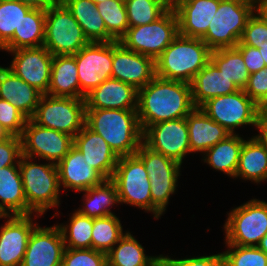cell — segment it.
<instances>
[{
    "mask_svg": "<svg viewBox=\"0 0 267 266\" xmlns=\"http://www.w3.org/2000/svg\"><path fill=\"white\" fill-rule=\"evenodd\" d=\"M137 98L133 86L110 78L86 95L85 104L86 109L137 110Z\"/></svg>",
    "mask_w": 267,
    "mask_h": 266,
    "instance_id": "7402d4cb",
    "label": "cell"
},
{
    "mask_svg": "<svg viewBox=\"0 0 267 266\" xmlns=\"http://www.w3.org/2000/svg\"><path fill=\"white\" fill-rule=\"evenodd\" d=\"M145 165L150 180L152 212L155 218L166 210L170 194L176 190L181 164L149 149L143 143L135 153Z\"/></svg>",
    "mask_w": 267,
    "mask_h": 266,
    "instance_id": "9c48e42d",
    "label": "cell"
},
{
    "mask_svg": "<svg viewBox=\"0 0 267 266\" xmlns=\"http://www.w3.org/2000/svg\"><path fill=\"white\" fill-rule=\"evenodd\" d=\"M237 45L267 48V21L253 13Z\"/></svg>",
    "mask_w": 267,
    "mask_h": 266,
    "instance_id": "7bdbcfd3",
    "label": "cell"
},
{
    "mask_svg": "<svg viewBox=\"0 0 267 266\" xmlns=\"http://www.w3.org/2000/svg\"><path fill=\"white\" fill-rule=\"evenodd\" d=\"M47 95L80 98V84L75 55L53 56Z\"/></svg>",
    "mask_w": 267,
    "mask_h": 266,
    "instance_id": "4316f807",
    "label": "cell"
},
{
    "mask_svg": "<svg viewBox=\"0 0 267 266\" xmlns=\"http://www.w3.org/2000/svg\"><path fill=\"white\" fill-rule=\"evenodd\" d=\"M83 192H86L85 208L79 209L78 212L93 219L112 215L108 208L116 202L120 203L117 187L111 179L104 180L100 185Z\"/></svg>",
    "mask_w": 267,
    "mask_h": 266,
    "instance_id": "836d02e7",
    "label": "cell"
},
{
    "mask_svg": "<svg viewBox=\"0 0 267 266\" xmlns=\"http://www.w3.org/2000/svg\"><path fill=\"white\" fill-rule=\"evenodd\" d=\"M42 93L0 66V98L15 106L27 119L34 116Z\"/></svg>",
    "mask_w": 267,
    "mask_h": 266,
    "instance_id": "cb8c5ba5",
    "label": "cell"
},
{
    "mask_svg": "<svg viewBox=\"0 0 267 266\" xmlns=\"http://www.w3.org/2000/svg\"><path fill=\"white\" fill-rule=\"evenodd\" d=\"M219 3L220 0H176L179 35L202 39Z\"/></svg>",
    "mask_w": 267,
    "mask_h": 266,
    "instance_id": "ffe728a7",
    "label": "cell"
},
{
    "mask_svg": "<svg viewBox=\"0 0 267 266\" xmlns=\"http://www.w3.org/2000/svg\"><path fill=\"white\" fill-rule=\"evenodd\" d=\"M57 169L59 185L80 192L100 185L105 180L74 145L57 164Z\"/></svg>",
    "mask_w": 267,
    "mask_h": 266,
    "instance_id": "603a6c76",
    "label": "cell"
},
{
    "mask_svg": "<svg viewBox=\"0 0 267 266\" xmlns=\"http://www.w3.org/2000/svg\"><path fill=\"white\" fill-rule=\"evenodd\" d=\"M45 9L32 8L22 19L13 37L1 48L13 51L19 48L41 47L44 44Z\"/></svg>",
    "mask_w": 267,
    "mask_h": 266,
    "instance_id": "f546056e",
    "label": "cell"
},
{
    "mask_svg": "<svg viewBox=\"0 0 267 266\" xmlns=\"http://www.w3.org/2000/svg\"><path fill=\"white\" fill-rule=\"evenodd\" d=\"M227 246L230 249L222 253L223 266H267V255L257 246Z\"/></svg>",
    "mask_w": 267,
    "mask_h": 266,
    "instance_id": "60d3db41",
    "label": "cell"
},
{
    "mask_svg": "<svg viewBox=\"0 0 267 266\" xmlns=\"http://www.w3.org/2000/svg\"><path fill=\"white\" fill-rule=\"evenodd\" d=\"M64 240L65 248L89 249L92 242L93 218L76 211L70 220V225H58ZM69 227V228H68ZM69 230V236L67 231ZM69 237V238H68ZM67 240L69 242H67ZM66 242L68 243L66 246Z\"/></svg>",
    "mask_w": 267,
    "mask_h": 266,
    "instance_id": "8d00e7d4",
    "label": "cell"
},
{
    "mask_svg": "<svg viewBox=\"0 0 267 266\" xmlns=\"http://www.w3.org/2000/svg\"><path fill=\"white\" fill-rule=\"evenodd\" d=\"M156 76L155 60L127 49L121 42L113 41L111 78L143 88Z\"/></svg>",
    "mask_w": 267,
    "mask_h": 266,
    "instance_id": "e0dca14e",
    "label": "cell"
},
{
    "mask_svg": "<svg viewBox=\"0 0 267 266\" xmlns=\"http://www.w3.org/2000/svg\"><path fill=\"white\" fill-rule=\"evenodd\" d=\"M163 4H165L169 9H174L176 5V0H159Z\"/></svg>",
    "mask_w": 267,
    "mask_h": 266,
    "instance_id": "11a10c76",
    "label": "cell"
},
{
    "mask_svg": "<svg viewBox=\"0 0 267 266\" xmlns=\"http://www.w3.org/2000/svg\"><path fill=\"white\" fill-rule=\"evenodd\" d=\"M157 266H164V265L162 264V262H160Z\"/></svg>",
    "mask_w": 267,
    "mask_h": 266,
    "instance_id": "680465c9",
    "label": "cell"
},
{
    "mask_svg": "<svg viewBox=\"0 0 267 266\" xmlns=\"http://www.w3.org/2000/svg\"><path fill=\"white\" fill-rule=\"evenodd\" d=\"M22 3L28 4L33 8L47 9L49 6L57 4L62 0H20Z\"/></svg>",
    "mask_w": 267,
    "mask_h": 266,
    "instance_id": "f907efd6",
    "label": "cell"
},
{
    "mask_svg": "<svg viewBox=\"0 0 267 266\" xmlns=\"http://www.w3.org/2000/svg\"><path fill=\"white\" fill-rule=\"evenodd\" d=\"M256 127L260 134L255 137L267 148V106L260 107Z\"/></svg>",
    "mask_w": 267,
    "mask_h": 266,
    "instance_id": "681fc988",
    "label": "cell"
},
{
    "mask_svg": "<svg viewBox=\"0 0 267 266\" xmlns=\"http://www.w3.org/2000/svg\"><path fill=\"white\" fill-rule=\"evenodd\" d=\"M65 250L58 225L36 226L30 235L21 266H61Z\"/></svg>",
    "mask_w": 267,
    "mask_h": 266,
    "instance_id": "ac0fdd59",
    "label": "cell"
},
{
    "mask_svg": "<svg viewBox=\"0 0 267 266\" xmlns=\"http://www.w3.org/2000/svg\"><path fill=\"white\" fill-rule=\"evenodd\" d=\"M85 125L119 156L134 155L142 144L137 110L86 109Z\"/></svg>",
    "mask_w": 267,
    "mask_h": 266,
    "instance_id": "7a4b0ae2",
    "label": "cell"
},
{
    "mask_svg": "<svg viewBox=\"0 0 267 266\" xmlns=\"http://www.w3.org/2000/svg\"><path fill=\"white\" fill-rule=\"evenodd\" d=\"M9 52L15 55L9 69L43 95L47 94L53 55L44 46L19 48Z\"/></svg>",
    "mask_w": 267,
    "mask_h": 266,
    "instance_id": "2e32d148",
    "label": "cell"
},
{
    "mask_svg": "<svg viewBox=\"0 0 267 266\" xmlns=\"http://www.w3.org/2000/svg\"><path fill=\"white\" fill-rule=\"evenodd\" d=\"M27 120L15 106L0 98V123L12 135L21 137Z\"/></svg>",
    "mask_w": 267,
    "mask_h": 266,
    "instance_id": "ee69618b",
    "label": "cell"
},
{
    "mask_svg": "<svg viewBox=\"0 0 267 266\" xmlns=\"http://www.w3.org/2000/svg\"><path fill=\"white\" fill-rule=\"evenodd\" d=\"M243 90L259 107L265 106L267 104V66L250 74Z\"/></svg>",
    "mask_w": 267,
    "mask_h": 266,
    "instance_id": "f6af8a7d",
    "label": "cell"
},
{
    "mask_svg": "<svg viewBox=\"0 0 267 266\" xmlns=\"http://www.w3.org/2000/svg\"><path fill=\"white\" fill-rule=\"evenodd\" d=\"M190 85L195 107L211 98L240 90L211 60L194 76Z\"/></svg>",
    "mask_w": 267,
    "mask_h": 266,
    "instance_id": "d4e9b609",
    "label": "cell"
},
{
    "mask_svg": "<svg viewBox=\"0 0 267 266\" xmlns=\"http://www.w3.org/2000/svg\"><path fill=\"white\" fill-rule=\"evenodd\" d=\"M107 32L119 41L129 28L124 0H106L96 4Z\"/></svg>",
    "mask_w": 267,
    "mask_h": 266,
    "instance_id": "74e56055",
    "label": "cell"
},
{
    "mask_svg": "<svg viewBox=\"0 0 267 266\" xmlns=\"http://www.w3.org/2000/svg\"><path fill=\"white\" fill-rule=\"evenodd\" d=\"M225 222L226 244L257 246L267 234V203L257 199L234 208Z\"/></svg>",
    "mask_w": 267,
    "mask_h": 266,
    "instance_id": "30bf717a",
    "label": "cell"
},
{
    "mask_svg": "<svg viewBox=\"0 0 267 266\" xmlns=\"http://www.w3.org/2000/svg\"><path fill=\"white\" fill-rule=\"evenodd\" d=\"M211 61L236 84L244 89L249 80V72L241 52L236 48L218 49L211 52Z\"/></svg>",
    "mask_w": 267,
    "mask_h": 266,
    "instance_id": "e575fe53",
    "label": "cell"
},
{
    "mask_svg": "<svg viewBox=\"0 0 267 266\" xmlns=\"http://www.w3.org/2000/svg\"><path fill=\"white\" fill-rule=\"evenodd\" d=\"M12 134L0 123V142L9 139Z\"/></svg>",
    "mask_w": 267,
    "mask_h": 266,
    "instance_id": "f5cc1de1",
    "label": "cell"
},
{
    "mask_svg": "<svg viewBox=\"0 0 267 266\" xmlns=\"http://www.w3.org/2000/svg\"><path fill=\"white\" fill-rule=\"evenodd\" d=\"M111 180L117 187L119 202L152 212L150 180L143 161L136 154L119 158Z\"/></svg>",
    "mask_w": 267,
    "mask_h": 266,
    "instance_id": "8fae6325",
    "label": "cell"
},
{
    "mask_svg": "<svg viewBox=\"0 0 267 266\" xmlns=\"http://www.w3.org/2000/svg\"><path fill=\"white\" fill-rule=\"evenodd\" d=\"M118 243L116 249L107 253L108 266H157L161 262V256H146L142 245L129 232Z\"/></svg>",
    "mask_w": 267,
    "mask_h": 266,
    "instance_id": "1f68e13d",
    "label": "cell"
},
{
    "mask_svg": "<svg viewBox=\"0 0 267 266\" xmlns=\"http://www.w3.org/2000/svg\"><path fill=\"white\" fill-rule=\"evenodd\" d=\"M79 23L89 42L116 41L108 32L96 4L92 0H62Z\"/></svg>",
    "mask_w": 267,
    "mask_h": 266,
    "instance_id": "83f0119b",
    "label": "cell"
},
{
    "mask_svg": "<svg viewBox=\"0 0 267 266\" xmlns=\"http://www.w3.org/2000/svg\"><path fill=\"white\" fill-rule=\"evenodd\" d=\"M129 27L150 24L169 8L159 0H124Z\"/></svg>",
    "mask_w": 267,
    "mask_h": 266,
    "instance_id": "ab89813d",
    "label": "cell"
},
{
    "mask_svg": "<svg viewBox=\"0 0 267 266\" xmlns=\"http://www.w3.org/2000/svg\"><path fill=\"white\" fill-rule=\"evenodd\" d=\"M186 118L173 119L148 126L142 143L154 152L163 154L180 164L190 152Z\"/></svg>",
    "mask_w": 267,
    "mask_h": 266,
    "instance_id": "9a60e30c",
    "label": "cell"
},
{
    "mask_svg": "<svg viewBox=\"0 0 267 266\" xmlns=\"http://www.w3.org/2000/svg\"><path fill=\"white\" fill-rule=\"evenodd\" d=\"M259 183L267 179V148L254 136L244 140L235 177Z\"/></svg>",
    "mask_w": 267,
    "mask_h": 266,
    "instance_id": "4dcf8cb0",
    "label": "cell"
},
{
    "mask_svg": "<svg viewBox=\"0 0 267 266\" xmlns=\"http://www.w3.org/2000/svg\"><path fill=\"white\" fill-rule=\"evenodd\" d=\"M43 46L53 55H75L89 41L71 11L61 1L45 9Z\"/></svg>",
    "mask_w": 267,
    "mask_h": 266,
    "instance_id": "8992f818",
    "label": "cell"
},
{
    "mask_svg": "<svg viewBox=\"0 0 267 266\" xmlns=\"http://www.w3.org/2000/svg\"><path fill=\"white\" fill-rule=\"evenodd\" d=\"M22 155L38 156L56 165L74 145V137L61 131L45 128L28 119L21 136ZM56 161V162H54Z\"/></svg>",
    "mask_w": 267,
    "mask_h": 266,
    "instance_id": "5bb4252c",
    "label": "cell"
},
{
    "mask_svg": "<svg viewBox=\"0 0 267 266\" xmlns=\"http://www.w3.org/2000/svg\"><path fill=\"white\" fill-rule=\"evenodd\" d=\"M16 165L0 168V216L27 215L20 169ZM19 171V172H18Z\"/></svg>",
    "mask_w": 267,
    "mask_h": 266,
    "instance_id": "f1b7e54d",
    "label": "cell"
},
{
    "mask_svg": "<svg viewBox=\"0 0 267 266\" xmlns=\"http://www.w3.org/2000/svg\"><path fill=\"white\" fill-rule=\"evenodd\" d=\"M199 108L230 134H234V129L241 125L256 126L260 109L243 89L211 98Z\"/></svg>",
    "mask_w": 267,
    "mask_h": 266,
    "instance_id": "7c38bea8",
    "label": "cell"
},
{
    "mask_svg": "<svg viewBox=\"0 0 267 266\" xmlns=\"http://www.w3.org/2000/svg\"><path fill=\"white\" fill-rule=\"evenodd\" d=\"M22 155L17 168L20 169L23 191L27 201V215L43 214L48 208L59 205V177L55 163L36 164Z\"/></svg>",
    "mask_w": 267,
    "mask_h": 266,
    "instance_id": "277c9868",
    "label": "cell"
},
{
    "mask_svg": "<svg viewBox=\"0 0 267 266\" xmlns=\"http://www.w3.org/2000/svg\"><path fill=\"white\" fill-rule=\"evenodd\" d=\"M190 152H206L230 134L223 126L213 121L201 108L196 107L186 116Z\"/></svg>",
    "mask_w": 267,
    "mask_h": 266,
    "instance_id": "484cf974",
    "label": "cell"
},
{
    "mask_svg": "<svg viewBox=\"0 0 267 266\" xmlns=\"http://www.w3.org/2000/svg\"><path fill=\"white\" fill-rule=\"evenodd\" d=\"M260 53H261V56L265 62V65L267 66V48H258Z\"/></svg>",
    "mask_w": 267,
    "mask_h": 266,
    "instance_id": "9f6ffc18",
    "label": "cell"
},
{
    "mask_svg": "<svg viewBox=\"0 0 267 266\" xmlns=\"http://www.w3.org/2000/svg\"><path fill=\"white\" fill-rule=\"evenodd\" d=\"M95 4L106 1V0H92Z\"/></svg>",
    "mask_w": 267,
    "mask_h": 266,
    "instance_id": "6f0895ef",
    "label": "cell"
},
{
    "mask_svg": "<svg viewBox=\"0 0 267 266\" xmlns=\"http://www.w3.org/2000/svg\"><path fill=\"white\" fill-rule=\"evenodd\" d=\"M243 142V138L238 134L229 135L206 151L204 162L230 177H235Z\"/></svg>",
    "mask_w": 267,
    "mask_h": 266,
    "instance_id": "d6a6232c",
    "label": "cell"
},
{
    "mask_svg": "<svg viewBox=\"0 0 267 266\" xmlns=\"http://www.w3.org/2000/svg\"><path fill=\"white\" fill-rule=\"evenodd\" d=\"M212 50L199 38L179 35L155 60L156 76L191 83L211 60Z\"/></svg>",
    "mask_w": 267,
    "mask_h": 266,
    "instance_id": "3957f363",
    "label": "cell"
},
{
    "mask_svg": "<svg viewBox=\"0 0 267 266\" xmlns=\"http://www.w3.org/2000/svg\"><path fill=\"white\" fill-rule=\"evenodd\" d=\"M122 231L114 214L93 219L91 248L107 254L124 235Z\"/></svg>",
    "mask_w": 267,
    "mask_h": 266,
    "instance_id": "d590c367",
    "label": "cell"
},
{
    "mask_svg": "<svg viewBox=\"0 0 267 266\" xmlns=\"http://www.w3.org/2000/svg\"><path fill=\"white\" fill-rule=\"evenodd\" d=\"M21 156V137L12 135L9 139L0 142V168L19 164V160L17 162L15 160Z\"/></svg>",
    "mask_w": 267,
    "mask_h": 266,
    "instance_id": "bcb514c9",
    "label": "cell"
},
{
    "mask_svg": "<svg viewBox=\"0 0 267 266\" xmlns=\"http://www.w3.org/2000/svg\"><path fill=\"white\" fill-rule=\"evenodd\" d=\"M196 107L191 85L155 76L138 90L137 115L142 132L150 125L186 118Z\"/></svg>",
    "mask_w": 267,
    "mask_h": 266,
    "instance_id": "6da1fadb",
    "label": "cell"
},
{
    "mask_svg": "<svg viewBox=\"0 0 267 266\" xmlns=\"http://www.w3.org/2000/svg\"><path fill=\"white\" fill-rule=\"evenodd\" d=\"M235 47L241 52L249 74H253L266 67L258 48L248 45H236Z\"/></svg>",
    "mask_w": 267,
    "mask_h": 266,
    "instance_id": "c3c4849f",
    "label": "cell"
},
{
    "mask_svg": "<svg viewBox=\"0 0 267 266\" xmlns=\"http://www.w3.org/2000/svg\"><path fill=\"white\" fill-rule=\"evenodd\" d=\"M0 228V266H21L33 229L31 215H10Z\"/></svg>",
    "mask_w": 267,
    "mask_h": 266,
    "instance_id": "d6986e66",
    "label": "cell"
},
{
    "mask_svg": "<svg viewBox=\"0 0 267 266\" xmlns=\"http://www.w3.org/2000/svg\"><path fill=\"white\" fill-rule=\"evenodd\" d=\"M74 146L105 180L112 178L120 157L101 135L85 125L74 136Z\"/></svg>",
    "mask_w": 267,
    "mask_h": 266,
    "instance_id": "44dd1931",
    "label": "cell"
},
{
    "mask_svg": "<svg viewBox=\"0 0 267 266\" xmlns=\"http://www.w3.org/2000/svg\"><path fill=\"white\" fill-rule=\"evenodd\" d=\"M255 11L265 21H267V0H254ZM258 3V6H257Z\"/></svg>",
    "mask_w": 267,
    "mask_h": 266,
    "instance_id": "816d5d0a",
    "label": "cell"
},
{
    "mask_svg": "<svg viewBox=\"0 0 267 266\" xmlns=\"http://www.w3.org/2000/svg\"><path fill=\"white\" fill-rule=\"evenodd\" d=\"M32 8L20 0H0V49L13 37L23 17Z\"/></svg>",
    "mask_w": 267,
    "mask_h": 266,
    "instance_id": "f35d334b",
    "label": "cell"
},
{
    "mask_svg": "<svg viewBox=\"0 0 267 266\" xmlns=\"http://www.w3.org/2000/svg\"><path fill=\"white\" fill-rule=\"evenodd\" d=\"M178 18L174 9H168L150 24L129 27L119 40L127 49L156 60L178 36Z\"/></svg>",
    "mask_w": 267,
    "mask_h": 266,
    "instance_id": "52a82bcc",
    "label": "cell"
},
{
    "mask_svg": "<svg viewBox=\"0 0 267 266\" xmlns=\"http://www.w3.org/2000/svg\"><path fill=\"white\" fill-rule=\"evenodd\" d=\"M61 266H108L107 254L92 248H65Z\"/></svg>",
    "mask_w": 267,
    "mask_h": 266,
    "instance_id": "b9f144b4",
    "label": "cell"
},
{
    "mask_svg": "<svg viewBox=\"0 0 267 266\" xmlns=\"http://www.w3.org/2000/svg\"><path fill=\"white\" fill-rule=\"evenodd\" d=\"M161 262L164 266H223V255L220 253L178 260L161 255Z\"/></svg>",
    "mask_w": 267,
    "mask_h": 266,
    "instance_id": "7dc6e473",
    "label": "cell"
},
{
    "mask_svg": "<svg viewBox=\"0 0 267 266\" xmlns=\"http://www.w3.org/2000/svg\"><path fill=\"white\" fill-rule=\"evenodd\" d=\"M257 247L267 255V234L260 240Z\"/></svg>",
    "mask_w": 267,
    "mask_h": 266,
    "instance_id": "db71d44e",
    "label": "cell"
},
{
    "mask_svg": "<svg viewBox=\"0 0 267 266\" xmlns=\"http://www.w3.org/2000/svg\"><path fill=\"white\" fill-rule=\"evenodd\" d=\"M32 120L42 127L74 137L85 126V99L42 95Z\"/></svg>",
    "mask_w": 267,
    "mask_h": 266,
    "instance_id": "ba28073f",
    "label": "cell"
},
{
    "mask_svg": "<svg viewBox=\"0 0 267 266\" xmlns=\"http://www.w3.org/2000/svg\"><path fill=\"white\" fill-rule=\"evenodd\" d=\"M80 84V98L111 78L112 42H89L75 54Z\"/></svg>",
    "mask_w": 267,
    "mask_h": 266,
    "instance_id": "4fadbf2b",
    "label": "cell"
},
{
    "mask_svg": "<svg viewBox=\"0 0 267 266\" xmlns=\"http://www.w3.org/2000/svg\"><path fill=\"white\" fill-rule=\"evenodd\" d=\"M254 10V0H220L202 40L212 51L235 47Z\"/></svg>",
    "mask_w": 267,
    "mask_h": 266,
    "instance_id": "5b68a950",
    "label": "cell"
}]
</instances>
